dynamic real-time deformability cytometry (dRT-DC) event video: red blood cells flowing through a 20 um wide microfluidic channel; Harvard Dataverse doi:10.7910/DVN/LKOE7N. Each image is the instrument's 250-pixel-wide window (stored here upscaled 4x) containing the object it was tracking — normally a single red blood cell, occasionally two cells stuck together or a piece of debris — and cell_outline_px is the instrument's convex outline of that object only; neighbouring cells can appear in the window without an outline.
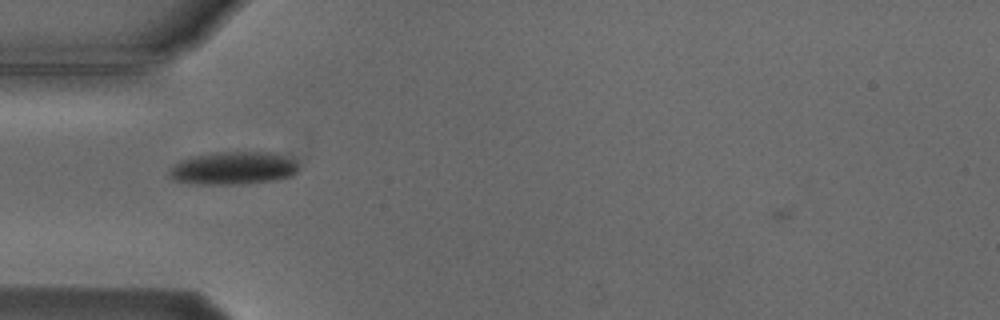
{"species": "Egyptian fruit bat (a non-hibernating species)", "species_latin": "Rousettus aegyptiacus", "temperature_condition": "cold", "stored_images_in_passage": 1, "camera_frame_rate_fps": 3000, "um_per_image_px": 0.085, "animal": {"sex": "male"}, "frame": {"image": 1, "passage_image": 1, "time_ms": 0.0, "image_size_px": [1000, 320], "cell_outline_px": [[296, 172], [292, 176], [276, 180], [244, 184], [192, 184], [176, 180], [168, 172], [168, 168], [180, 160], [192, 156], [216, 152], [276, 152], [292, 160], [296, 164]], "centroid_in_image_um": [19.8, 14.29], "position_along_channel_um": 65.2, "area_um2": 24.8}}